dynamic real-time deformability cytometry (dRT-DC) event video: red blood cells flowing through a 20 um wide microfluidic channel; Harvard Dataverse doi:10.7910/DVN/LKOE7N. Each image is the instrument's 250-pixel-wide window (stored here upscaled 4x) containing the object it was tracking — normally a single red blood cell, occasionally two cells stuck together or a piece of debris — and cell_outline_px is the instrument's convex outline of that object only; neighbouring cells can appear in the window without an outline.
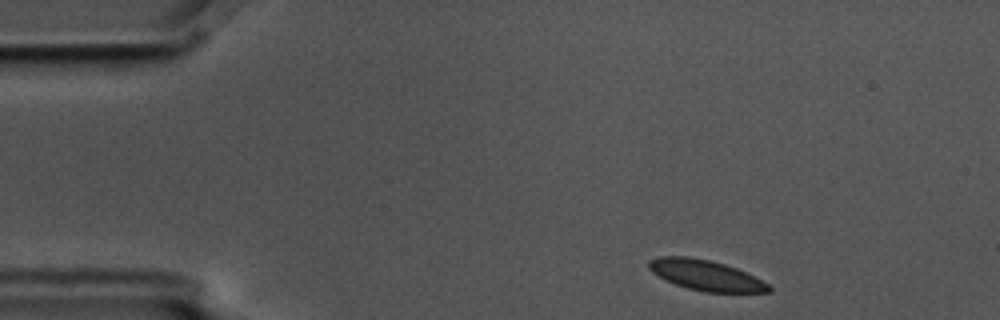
{"species": "common noctule bat (a hibernating species)", "species_latin": "Nyctalus noctula", "temperature_condition": "cold", "stored_images_in_passage": 3, "camera_frame_rate_fps": 3000, "um_per_image_px": 0.085, "animal": {"sex": "male", "body_mass_g": 17.5, "forearm_length_mm": 52.3}, "frame": {"image": 1, "passage_image": 1, "time_ms": 0.0, "image_size_px": [1000, 320], "cell_outline_px": [[772, 292], [704, 292], [688, 288], [676, 284], [652, 272], [648, 268], [648, 260], [660, 256], [688, 256], [708, 260], [724, 264], [736, 268], [768, 284], [772, 288]], "centroid_in_image_um": [59.97, 23.39], "position_along_channel_um": 25.0, "area_um2": 20.92}}